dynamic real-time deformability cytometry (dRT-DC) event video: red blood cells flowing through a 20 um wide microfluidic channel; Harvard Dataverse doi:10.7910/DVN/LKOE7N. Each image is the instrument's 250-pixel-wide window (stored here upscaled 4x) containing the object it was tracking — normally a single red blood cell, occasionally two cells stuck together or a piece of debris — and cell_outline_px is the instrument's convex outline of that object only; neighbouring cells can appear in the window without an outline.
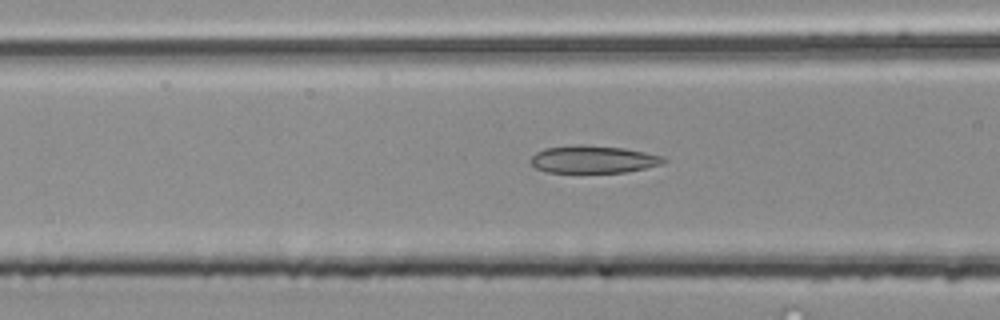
{"species": "common noctule bat (a hibernating species)", "species_latin": "Nyctalus noctula", "temperature_condition": "room temperature", "stored_images_in_passage": 41, "camera_frame_rate_fps": 3000, "um_per_image_px": 0.085, "animal": {"sex": "male", "body_mass_g": 20.4}, "frame": {"image": 1, "passage_image": 10, "time_ms": 3.0, "image_size_px": [1000, 320], "cell_outline_px": [[668, 160], [660, 164], [644, 168], [624, 172], [548, 172], [536, 168], [528, 160], [536, 152], [544, 148], [624, 148], [664, 156]], "centroid_in_image_um": [50.45, 13.6], "position_along_channel_um": 116.2, "area_um2": 20.06}}
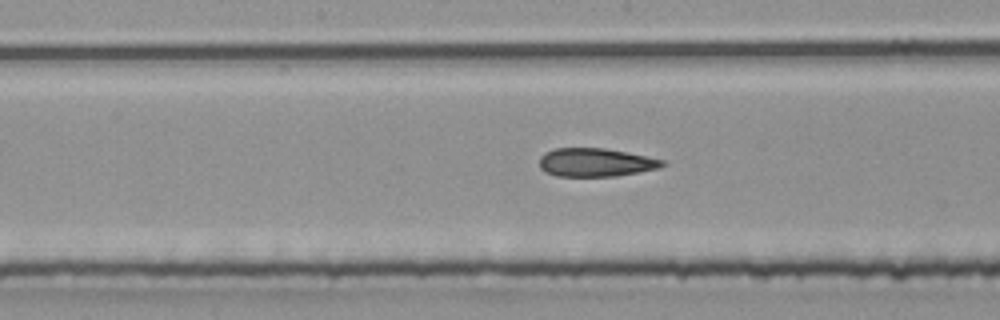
{"frame": {"image": 2, "passage_image": 16, "time_ms": 5.0, "image_size_px": [1000, 320], "cell_outline_px": [[668, 164], [660, 168], [640, 172], [616, 176], [556, 176], [544, 172], [540, 168], [540, 156], [544, 152], [552, 148], [604, 148], [664, 160]], "centroid_in_image_um": [50.61, 13.81], "position_along_channel_um": 197.6, "area_um2": 20.46}}
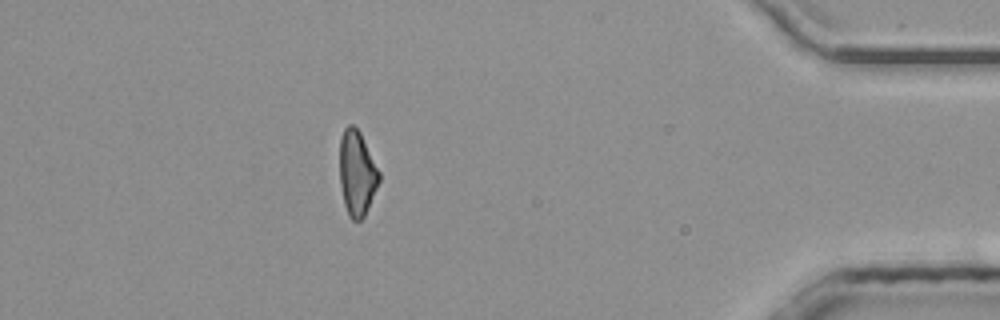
{"frame": {"image": 3, "passage_image": 35, "time_ms": 11.333, "image_size_px": [1000, 320], "cell_outline_px": [[380, 180], [364, 216], [360, 220], [352, 220], [348, 216], [344, 204], [340, 184], [340, 136], [344, 128], [348, 124], [352, 124], [360, 132], [380, 172]], "centroid_in_image_um": [30.33, 14.71], "position_along_channel_um": 404.9, "area_um2": 19.48}, "authors_computed_cell_mechanics": {"area_um2": 20.6924, "velocity_mm_per_s": 4.0434, "shape_relaxation_time_tau1_ms": null, "shape_relaxation_time_tau2_ms": 4.2554, "deformation_change_tau1": null, "deformation_change_tau2": 0.1636}}